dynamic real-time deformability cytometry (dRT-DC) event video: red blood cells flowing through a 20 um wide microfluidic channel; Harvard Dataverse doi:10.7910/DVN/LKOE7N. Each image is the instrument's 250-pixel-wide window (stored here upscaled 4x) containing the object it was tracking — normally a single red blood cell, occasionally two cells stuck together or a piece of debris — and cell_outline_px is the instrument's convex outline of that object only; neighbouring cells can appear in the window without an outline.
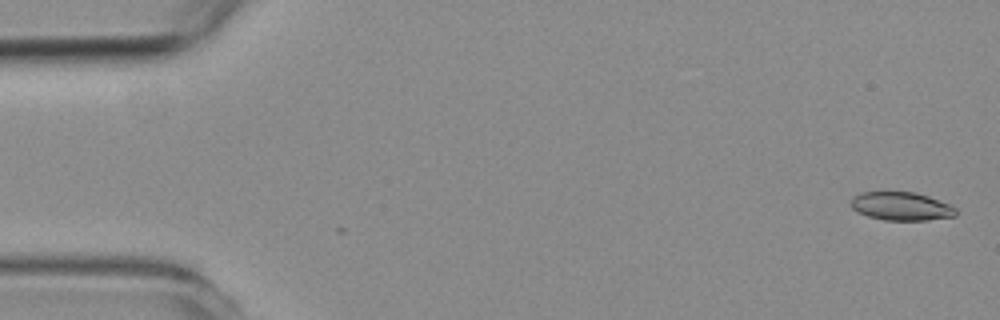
{"species": "common noctule bat (a hibernating species)", "species_latin": "Nyctalus noctula", "temperature_condition": "room temperature", "stored_images_in_passage": 55, "camera_frame_rate_fps": 3000, "um_per_image_px": 0.085, "animal": {"sex": "female", "body_mass_g": 19.3, "forearm_length_mm": 54.1}, "frame": {"image": 1, "passage_image": 2, "time_ms": 0.333, "image_size_px": [1000, 320], "cell_outline_px": [[956, 216], [928, 220], [884, 220], [868, 216], [852, 208], [852, 196], [860, 192], [916, 192], [928, 196], [948, 204], [956, 208]], "centroid_in_image_um": [76.61, 17.53], "position_along_channel_um": 8.4, "area_um2": 17.22}}
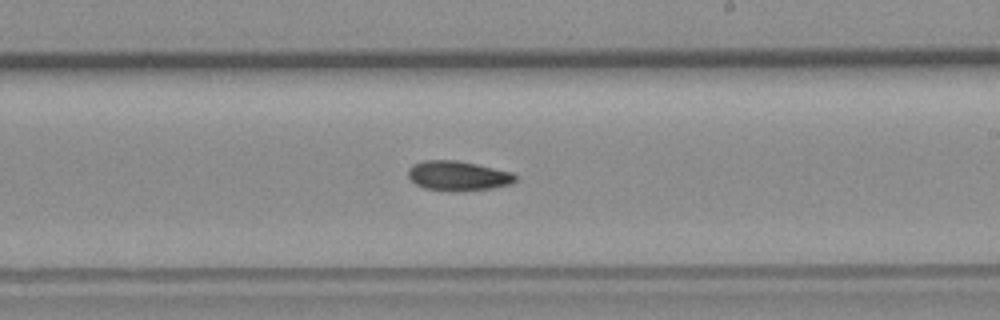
{"frame": {"image": 2, "passage_image": 32, "time_ms": 10.333, "image_size_px": [1000, 320], "cell_outline_px": [[516, 180], [512, 184], [492, 188], [448, 192], [424, 188], [416, 184], [408, 176], [408, 168], [412, 164], [424, 160], [456, 160], [476, 164], [512, 172], [516, 176]], "centroid_in_image_um": [38.91, 14.95], "position_along_channel_um": 250.1, "area_um2": 18.67}}
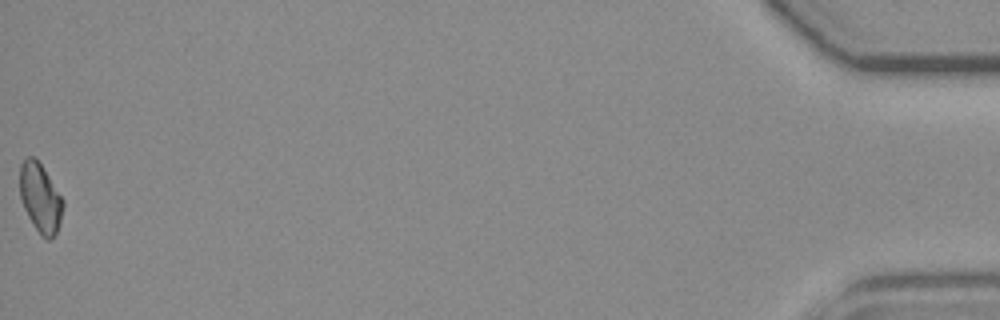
{"frame": {"image": 3, "passage_image": 55, "time_ms": 18.0, "image_size_px": [1000, 320], "cell_outline_px": [[64, 204], [60, 224], [56, 232], [48, 240], [40, 236], [32, 224], [24, 208], [20, 196], [20, 164], [28, 156], [36, 156], [64, 200]], "centroid_in_image_um": [3.43, 16.81], "position_along_channel_um": 431.8, "area_um2": 17.51}}